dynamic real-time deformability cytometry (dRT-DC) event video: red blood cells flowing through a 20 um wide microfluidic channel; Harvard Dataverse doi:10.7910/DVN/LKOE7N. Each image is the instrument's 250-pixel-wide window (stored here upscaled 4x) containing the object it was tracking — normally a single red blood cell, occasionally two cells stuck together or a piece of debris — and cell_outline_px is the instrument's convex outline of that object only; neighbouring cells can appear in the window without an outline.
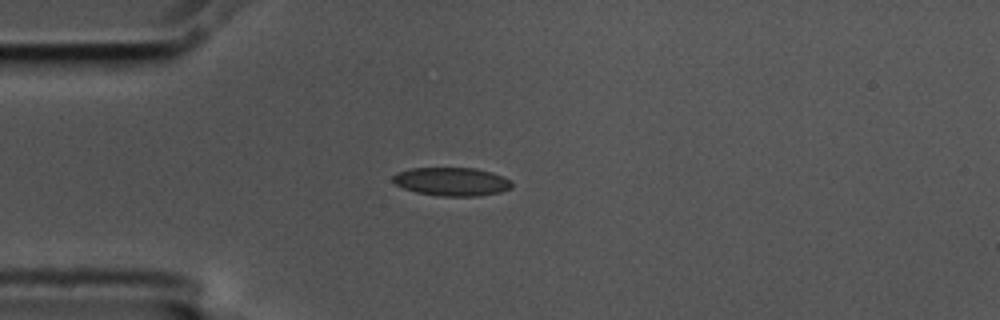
{"species": "common noctule bat (a hibernating species)", "species_latin": "Nyctalus noctula", "temperature_condition": "cold", "stored_images_in_passage": 1, "camera_frame_rate_fps": 3000, "um_per_image_px": 0.085, "animal": {"sex": "male", "body_mass_g": 17.5, "forearm_length_mm": 52.3}, "frame": {"image": 1, "passage_image": 1, "time_ms": 0.0, "image_size_px": [1000, 320], "cell_outline_px": [[512, 188], [500, 192], [480, 196], [436, 196], [416, 192], [404, 188], [396, 184], [392, 180], [392, 176], [396, 172], [412, 168], [476, 168], [492, 172], [512, 180]], "centroid_in_image_um": [38.41, 15.44], "position_along_channel_um": 46.6, "area_um2": 19.88}}